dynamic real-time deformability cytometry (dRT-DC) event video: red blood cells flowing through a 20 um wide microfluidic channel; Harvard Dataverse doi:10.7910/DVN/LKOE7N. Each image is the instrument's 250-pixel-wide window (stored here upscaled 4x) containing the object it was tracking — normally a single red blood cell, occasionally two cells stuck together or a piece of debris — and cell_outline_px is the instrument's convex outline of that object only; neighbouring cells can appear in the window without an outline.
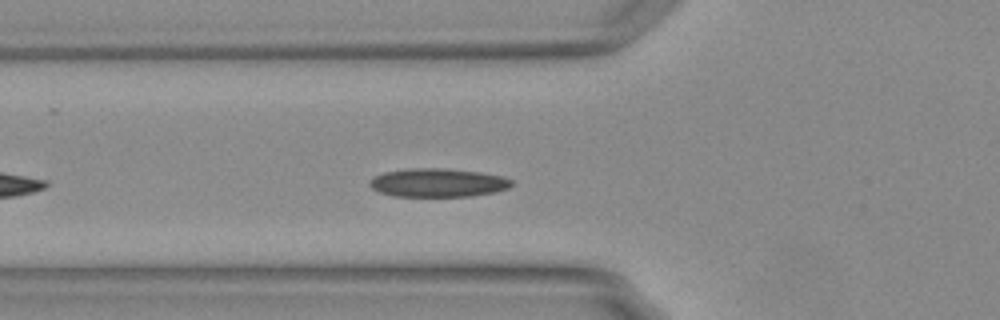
{"species": "Egyptian fruit bat (a non-hibernating species)", "species_latin": "Rousettus aegyptiacus", "temperature_condition": "warm", "stored_images_in_passage": 33, "camera_frame_rate_fps": 3000, "um_per_image_px": 0.085, "animal": {"sex": "female"}, "frame": {"image": 1, "passage_image": 6, "time_ms": 1.667, "image_size_px": [1000, 320], "cell_outline_px": [[512, 184], [508, 188], [496, 192], [472, 196], [392, 196], [380, 192], [372, 188], [368, 184], [368, 180], [372, 176], [384, 172], [408, 168], [444, 168], [480, 172], [504, 176], [512, 180]], "centroid_in_image_um": [37.2, 15.52], "position_along_channel_um": 88.6, "area_um2": 23.87}}
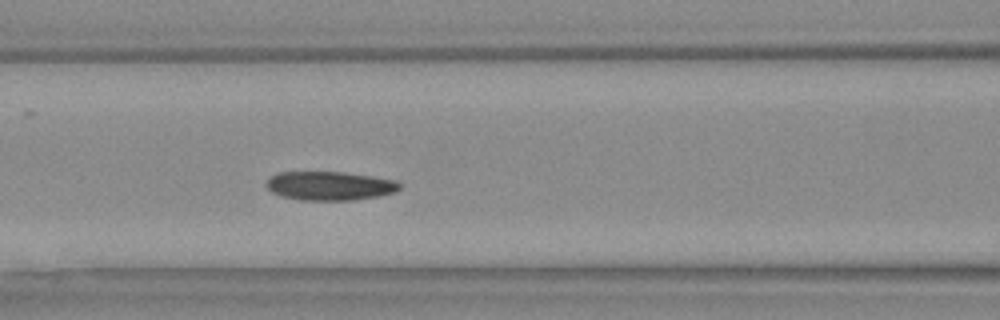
{"frame": {"image": 2, "passage_image": 10, "time_ms": 3.0, "image_size_px": [1000, 320], "cell_outline_px": [[400, 188], [396, 192], [380, 196], [352, 200], [300, 200], [280, 196], [272, 192], [264, 184], [272, 176], [280, 172], [340, 172], [372, 176], [396, 180], [400, 184]], "centroid_in_image_um": [28.04, 15.8], "position_along_channel_um": 138.6, "area_um2": 22.43}, "authors_computed_cell_mechanics": {"area_um2": 22.7154, "velocity_mm_per_s": 3.7256, "shape_relaxation_time_tau1_ms": 7.8977, "shape_relaxation_time_tau2_ms": null, "deformation_change_tau1": 0.1426, "deformation_change_tau2": null}}